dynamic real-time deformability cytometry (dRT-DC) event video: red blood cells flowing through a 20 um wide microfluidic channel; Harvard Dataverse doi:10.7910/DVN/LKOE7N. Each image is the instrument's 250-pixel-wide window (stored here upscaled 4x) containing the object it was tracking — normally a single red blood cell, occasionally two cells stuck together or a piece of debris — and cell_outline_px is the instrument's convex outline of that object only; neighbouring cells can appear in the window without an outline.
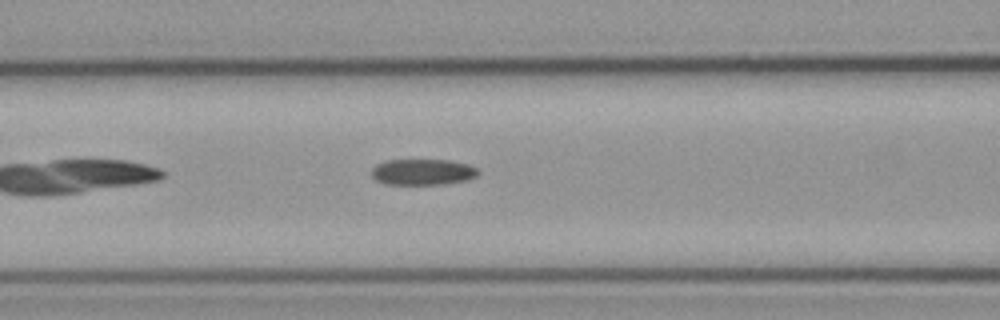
{"species": "common noctule bat (a hibernating species)", "species_latin": "Nyctalus noctula", "temperature_condition": "cold", "stored_images_in_passage": 16, "camera_frame_rate_fps": 3000, "um_per_image_px": 0.085, "animal": {"sex": "male", "body_mass_g": 23.1, "forearm_length_mm": 52.7}, "frame": {"image": 1, "passage_image": 5, "time_ms": 1.333, "image_size_px": [1000, 320], "cell_outline_px": [[480, 172], [476, 176], [468, 180], [444, 184], [384, 184], [376, 180], [372, 176], [372, 168], [376, 164], [388, 160], [448, 160], [468, 164], [476, 168]], "centroid_in_image_um": [35.93, 14.62], "position_along_channel_um": 130.7, "area_um2": 16.18}}
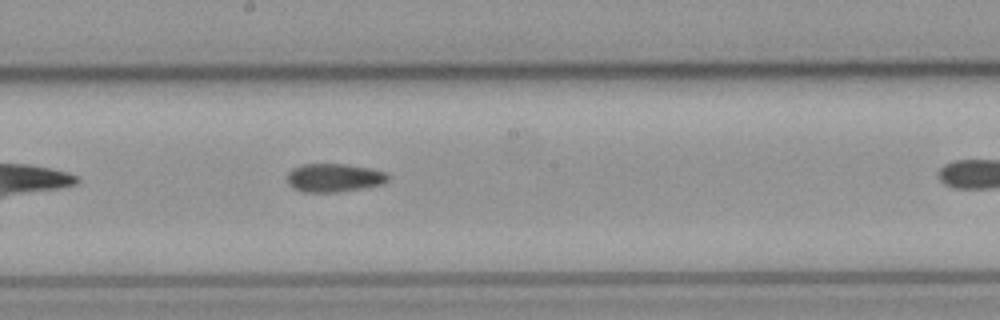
{"frame": {"image": 2, "passage_image": 12, "time_ms": 3.667, "image_size_px": [1000, 320], "cell_outline_px": [[388, 180], [380, 184], [340, 192], [300, 192], [292, 188], [288, 184], [288, 172], [292, 168], [304, 164], [344, 164], [368, 168], [384, 172], [388, 176]], "centroid_in_image_um": [28.32, 15.11], "position_along_channel_um": 219.9, "area_um2": 16.53}}